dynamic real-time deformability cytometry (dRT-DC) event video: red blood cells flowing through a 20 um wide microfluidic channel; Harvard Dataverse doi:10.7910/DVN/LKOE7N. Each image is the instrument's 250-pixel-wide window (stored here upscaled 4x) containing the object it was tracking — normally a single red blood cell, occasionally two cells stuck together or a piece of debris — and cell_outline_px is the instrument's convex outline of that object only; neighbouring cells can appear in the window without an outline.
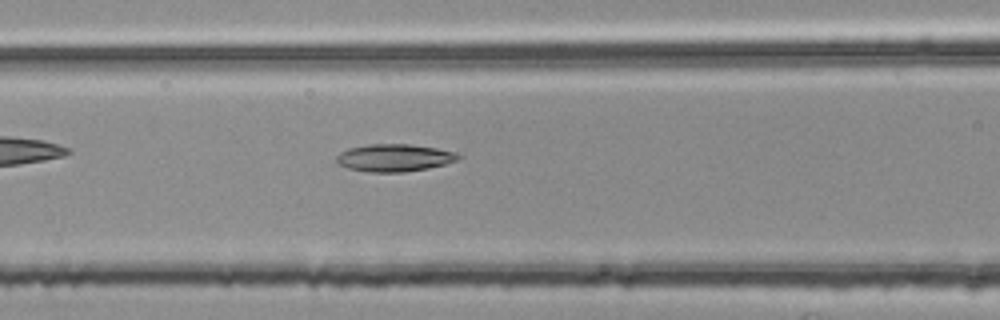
{"species": "common noctule bat (a hibernating species)", "species_latin": "Nyctalus noctula", "temperature_condition": "room temperature", "stored_images_in_passage": 32, "camera_frame_rate_fps": 3000, "um_per_image_px": 0.085, "animal": {"sex": "female", "body_mass_g": 25.1}, "frame": {"image": 1, "passage_image": 6, "time_ms": 1.667, "image_size_px": [1000, 320], "cell_outline_px": [[460, 156], [456, 160], [444, 164], [428, 168], [404, 172], [372, 172], [348, 168], [340, 164], [336, 160], [336, 156], [340, 152], [348, 148], [368, 144], [412, 144], [436, 148], [456, 152]], "centroid_in_image_um": [33.5, 13.4], "position_along_channel_um": 133.1, "area_um2": 19.36}}
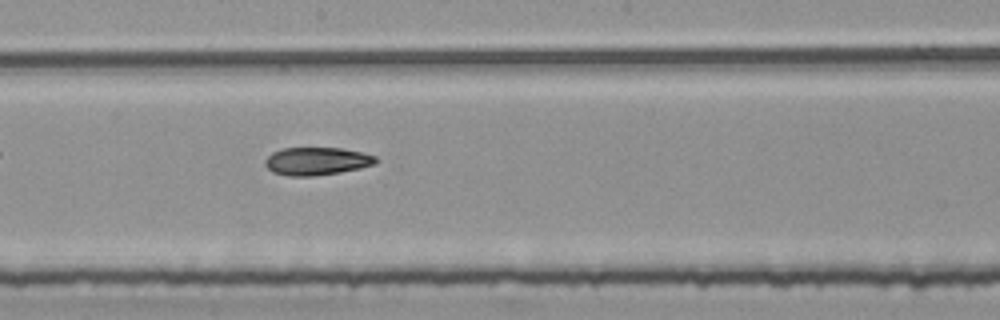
{"frame": {"image": 2, "passage_image": 13, "time_ms": 4.0, "image_size_px": [1000, 320], "cell_outline_px": [[376, 164], [360, 168], [340, 172], [312, 176], [288, 176], [272, 172], [264, 164], [264, 160], [272, 152], [284, 148], [340, 148], [360, 152], [376, 156]], "centroid_in_image_um": [26.89, 13.7], "position_along_channel_um": 221.3, "area_um2": 17.92}}
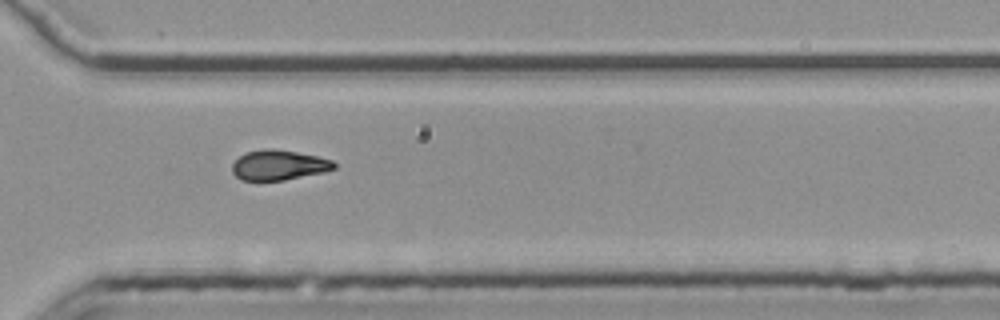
{"frame": {"image": 3, "passage_image": 23, "time_ms": 7.333, "image_size_px": [1000, 320], "cell_outline_px": [[336, 168], [324, 172], [284, 180], [244, 180], [236, 176], [232, 172], [232, 164], [244, 152], [268, 148], [272, 148], [296, 152], [316, 156], [332, 160], [336, 164]], "centroid_in_image_um": [23.69, 14.03], "position_along_channel_um": 346.9, "area_um2": 17.74}}